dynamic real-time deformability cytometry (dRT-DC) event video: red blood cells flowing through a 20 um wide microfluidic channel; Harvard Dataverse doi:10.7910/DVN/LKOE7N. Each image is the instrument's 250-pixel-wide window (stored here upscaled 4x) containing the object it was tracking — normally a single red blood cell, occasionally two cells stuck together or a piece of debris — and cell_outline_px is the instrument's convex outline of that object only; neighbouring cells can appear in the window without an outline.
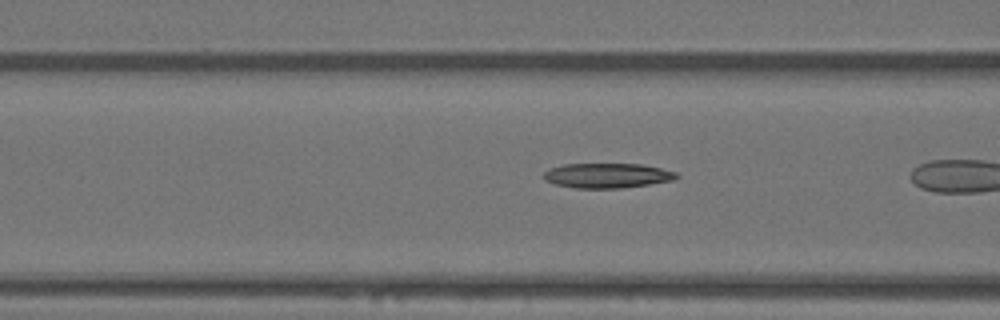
{"species": "Egyptian fruit bat (a non-hibernating species)", "species_latin": "Rousettus aegyptiacus", "temperature_condition": "warm", "stored_images_in_passage": 10, "camera_frame_rate_fps": 3000, "um_per_image_px": 0.085, "animal": {"sex": "female"}, "frame": {"image": 1, "passage_image": 6, "time_ms": 1.667, "image_size_px": [1000, 320], "cell_outline_px": [[680, 176], [672, 180], [648, 184], [620, 188], [576, 188], [556, 184], [544, 180], [540, 176], [548, 168], [564, 164], [640, 164], [660, 168], [676, 172]], "centroid_in_image_um": [51.55, 14.92], "position_along_channel_um": 115.0, "area_um2": 19.19}}